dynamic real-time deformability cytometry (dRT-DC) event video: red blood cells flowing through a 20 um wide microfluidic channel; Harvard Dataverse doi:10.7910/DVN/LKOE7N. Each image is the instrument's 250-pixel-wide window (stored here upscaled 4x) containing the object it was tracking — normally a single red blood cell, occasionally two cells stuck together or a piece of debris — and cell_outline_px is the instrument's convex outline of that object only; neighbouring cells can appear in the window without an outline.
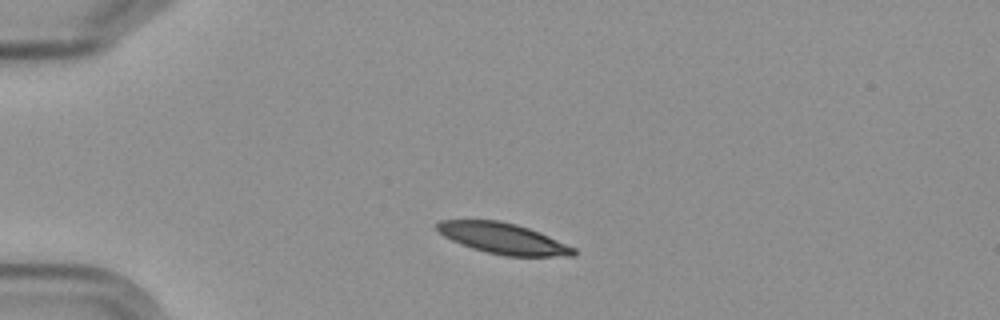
{"species": "Egyptian fruit bat (a non-hibernating species)", "species_latin": "Rousettus aegyptiacus", "temperature_condition": "cold", "stored_images_in_passage": 2, "camera_frame_rate_fps": 3000, "um_per_image_px": 0.085, "frame": {"image": 1, "passage_image": 1, "time_ms": 0.0, "image_size_px": [1000, 320], "cell_outline_px": [[576, 256], [504, 256], [484, 252], [460, 244], [444, 236], [436, 228], [436, 224], [440, 220], [500, 220], [516, 224], [540, 232], [576, 248]], "centroid_in_image_um": [42.78, 20.27], "position_along_channel_um": 42.2, "area_um2": 24.62}}